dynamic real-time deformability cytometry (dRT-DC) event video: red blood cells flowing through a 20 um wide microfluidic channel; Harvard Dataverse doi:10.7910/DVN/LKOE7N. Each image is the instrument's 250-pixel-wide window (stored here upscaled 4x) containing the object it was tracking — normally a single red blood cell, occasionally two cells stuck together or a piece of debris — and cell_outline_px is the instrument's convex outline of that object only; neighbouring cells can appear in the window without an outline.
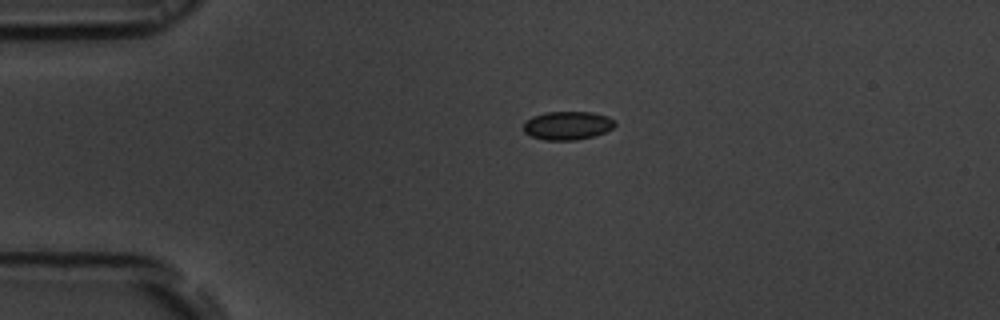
{"species": "common noctule bat (a hibernating species)", "species_latin": "Nyctalus noctula", "temperature_condition": "room temperature", "stored_images_in_passage": 44, "camera_frame_rate_fps": 3000, "um_per_image_px": 0.085, "animal": {"sex": "male", "body_mass_g": 19.5, "forearm_length_mm": 54.6}, "frame": {"image": 1, "passage_image": 1, "time_ms": 0.0, "image_size_px": [1000, 320], "cell_outline_px": [[616, 124], [612, 128], [604, 132], [592, 136], [576, 140], [544, 140], [532, 136], [524, 132], [524, 124], [532, 116], [544, 112], [592, 112], [608, 116]], "centroid_in_image_um": [48.23, 10.66], "position_along_channel_um": 36.8, "area_um2": 15.03}}
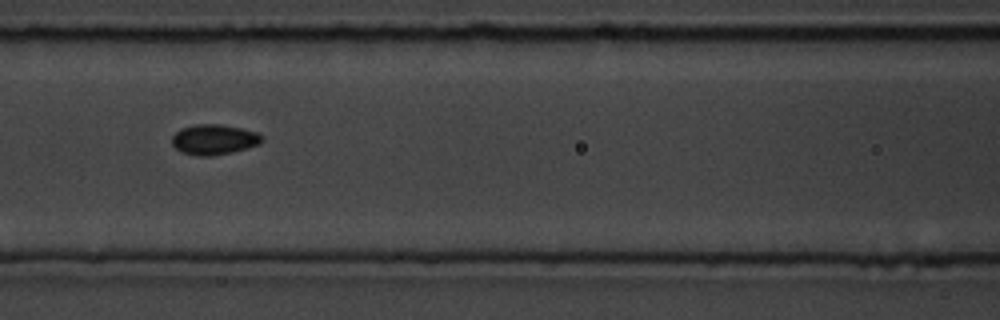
{"frame": {"image": 2, "passage_image": 13, "time_ms": 4.0, "image_size_px": [1000, 320], "cell_outline_px": [[264, 140], [260, 144], [232, 152], [212, 156], [196, 156], [180, 152], [172, 144], [172, 136], [180, 128], [196, 124], [220, 124], [260, 132], [264, 136]], "centroid_in_image_um": [18.21, 11.86], "position_along_channel_um": 148.4, "area_um2": 16.13}}
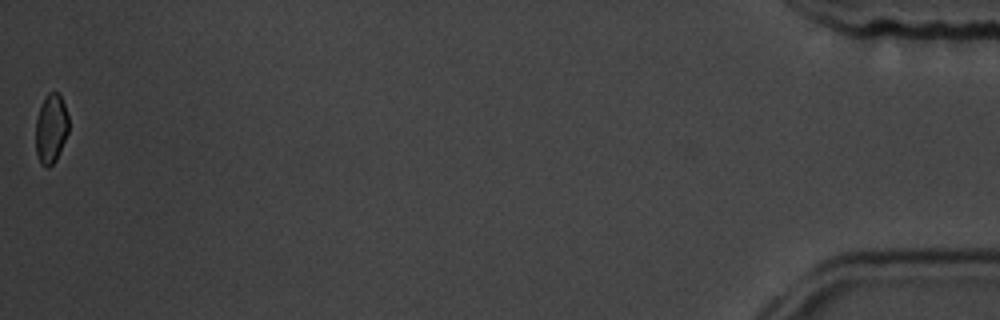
{"frame": {"image": 3, "passage_image": 44, "time_ms": 14.333, "image_size_px": [1000, 320], "cell_outline_px": [[68, 132], [56, 160], [48, 168], [44, 168], [40, 164], [36, 152], [36, 120], [40, 104], [44, 96], [48, 92], [60, 92], [68, 116]], "centroid_in_image_um": [4.32, 10.91], "position_along_channel_um": 430.9, "area_um2": 13.53}, "authors_computed_cell_mechanics": {"area_um2": 14.9991, "velocity_mm_per_s": 3.6924, "shape_relaxation_time_tau1_ms": 1.4093, "shape_relaxation_time_tau2_ms": 2.9792, "deformation_change_tau1": 0.0511, "deformation_change_tau2": 0.0617}}